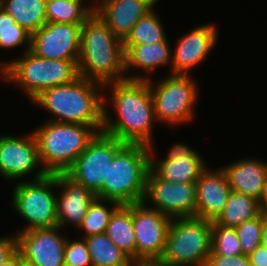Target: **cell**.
I'll list each match as a JSON object with an SVG mask.
<instances>
[{"label":"cell","instance_id":"ac0fdd59","mask_svg":"<svg viewBox=\"0 0 267 266\" xmlns=\"http://www.w3.org/2000/svg\"><path fill=\"white\" fill-rule=\"evenodd\" d=\"M157 1L159 0H97L94 7L95 13L111 32L124 41L136 22L154 9Z\"/></svg>","mask_w":267,"mask_h":266},{"label":"cell","instance_id":"f546056e","mask_svg":"<svg viewBox=\"0 0 267 266\" xmlns=\"http://www.w3.org/2000/svg\"><path fill=\"white\" fill-rule=\"evenodd\" d=\"M210 255H243L234 227H226L212 221V242Z\"/></svg>","mask_w":267,"mask_h":266},{"label":"cell","instance_id":"f1b7e54d","mask_svg":"<svg viewBox=\"0 0 267 266\" xmlns=\"http://www.w3.org/2000/svg\"><path fill=\"white\" fill-rule=\"evenodd\" d=\"M103 202L111 204L112 208L108 209ZM121 204L113 200H104L95 197V199L90 203L86 216L83 219L82 224L79 229L85 230L83 238L88 236L105 233L107 225L111 219L114 211Z\"/></svg>","mask_w":267,"mask_h":266},{"label":"cell","instance_id":"44dd1931","mask_svg":"<svg viewBox=\"0 0 267 266\" xmlns=\"http://www.w3.org/2000/svg\"><path fill=\"white\" fill-rule=\"evenodd\" d=\"M232 191L245 194L259 201L267 179V163L242 159L222 167Z\"/></svg>","mask_w":267,"mask_h":266},{"label":"cell","instance_id":"4316f807","mask_svg":"<svg viewBox=\"0 0 267 266\" xmlns=\"http://www.w3.org/2000/svg\"><path fill=\"white\" fill-rule=\"evenodd\" d=\"M83 0H52L46 2L47 22L83 24L95 7H84Z\"/></svg>","mask_w":267,"mask_h":266},{"label":"cell","instance_id":"ffe728a7","mask_svg":"<svg viewBox=\"0 0 267 266\" xmlns=\"http://www.w3.org/2000/svg\"><path fill=\"white\" fill-rule=\"evenodd\" d=\"M56 178L57 187L62 189V193L56 197L58 226L63 228L67 223H71L79 227L96 196L65 173H57Z\"/></svg>","mask_w":267,"mask_h":266},{"label":"cell","instance_id":"484cf974","mask_svg":"<svg viewBox=\"0 0 267 266\" xmlns=\"http://www.w3.org/2000/svg\"><path fill=\"white\" fill-rule=\"evenodd\" d=\"M84 239L93 266H134L132 259L118 248L105 233L88 236Z\"/></svg>","mask_w":267,"mask_h":266},{"label":"cell","instance_id":"cb8c5ba5","mask_svg":"<svg viewBox=\"0 0 267 266\" xmlns=\"http://www.w3.org/2000/svg\"><path fill=\"white\" fill-rule=\"evenodd\" d=\"M0 6L31 34L47 23L45 0H2Z\"/></svg>","mask_w":267,"mask_h":266},{"label":"cell","instance_id":"ab89813d","mask_svg":"<svg viewBox=\"0 0 267 266\" xmlns=\"http://www.w3.org/2000/svg\"><path fill=\"white\" fill-rule=\"evenodd\" d=\"M134 266H164L160 264L159 262H140V263H134Z\"/></svg>","mask_w":267,"mask_h":266},{"label":"cell","instance_id":"7a4b0ae2","mask_svg":"<svg viewBox=\"0 0 267 266\" xmlns=\"http://www.w3.org/2000/svg\"><path fill=\"white\" fill-rule=\"evenodd\" d=\"M77 67L79 76L103 85L125 79H149L140 75H125L123 41L95 12L82 25Z\"/></svg>","mask_w":267,"mask_h":266},{"label":"cell","instance_id":"d4e9b609","mask_svg":"<svg viewBox=\"0 0 267 266\" xmlns=\"http://www.w3.org/2000/svg\"><path fill=\"white\" fill-rule=\"evenodd\" d=\"M260 214L261 209L258 200L232 191L222 213L215 222L226 227H236Z\"/></svg>","mask_w":267,"mask_h":266},{"label":"cell","instance_id":"f35d334b","mask_svg":"<svg viewBox=\"0 0 267 266\" xmlns=\"http://www.w3.org/2000/svg\"><path fill=\"white\" fill-rule=\"evenodd\" d=\"M262 244L267 248V215L264 214V227L262 235Z\"/></svg>","mask_w":267,"mask_h":266},{"label":"cell","instance_id":"74e56055","mask_svg":"<svg viewBox=\"0 0 267 266\" xmlns=\"http://www.w3.org/2000/svg\"><path fill=\"white\" fill-rule=\"evenodd\" d=\"M259 206L261 209V213L267 215V179L263 187L261 197L259 199Z\"/></svg>","mask_w":267,"mask_h":266},{"label":"cell","instance_id":"e0dca14e","mask_svg":"<svg viewBox=\"0 0 267 266\" xmlns=\"http://www.w3.org/2000/svg\"><path fill=\"white\" fill-rule=\"evenodd\" d=\"M150 167L163 179L171 183H196L201 173L207 168L205 161L197 151L182 144H174L167 157L156 160L152 156Z\"/></svg>","mask_w":267,"mask_h":266},{"label":"cell","instance_id":"83f0119b","mask_svg":"<svg viewBox=\"0 0 267 266\" xmlns=\"http://www.w3.org/2000/svg\"><path fill=\"white\" fill-rule=\"evenodd\" d=\"M167 40L158 14L152 9L133 26L130 34L123 41L124 51L131 46L153 44Z\"/></svg>","mask_w":267,"mask_h":266},{"label":"cell","instance_id":"ba28073f","mask_svg":"<svg viewBox=\"0 0 267 266\" xmlns=\"http://www.w3.org/2000/svg\"><path fill=\"white\" fill-rule=\"evenodd\" d=\"M38 170L34 181L19 182L13 189L12 206L28 222L20 232L58 226L57 195L52 190L58 188L56 174Z\"/></svg>","mask_w":267,"mask_h":266},{"label":"cell","instance_id":"9a60e30c","mask_svg":"<svg viewBox=\"0 0 267 266\" xmlns=\"http://www.w3.org/2000/svg\"><path fill=\"white\" fill-rule=\"evenodd\" d=\"M41 165L33 132L23 137L0 136V175L14 180L30 174Z\"/></svg>","mask_w":267,"mask_h":266},{"label":"cell","instance_id":"4dcf8cb0","mask_svg":"<svg viewBox=\"0 0 267 266\" xmlns=\"http://www.w3.org/2000/svg\"><path fill=\"white\" fill-rule=\"evenodd\" d=\"M30 50L31 33L16 23L14 18L0 6V48H15L24 43Z\"/></svg>","mask_w":267,"mask_h":266},{"label":"cell","instance_id":"7402d4cb","mask_svg":"<svg viewBox=\"0 0 267 266\" xmlns=\"http://www.w3.org/2000/svg\"><path fill=\"white\" fill-rule=\"evenodd\" d=\"M105 234L136 263V240L132 204L120 205L114 211L107 225Z\"/></svg>","mask_w":267,"mask_h":266},{"label":"cell","instance_id":"8fae6325","mask_svg":"<svg viewBox=\"0 0 267 266\" xmlns=\"http://www.w3.org/2000/svg\"><path fill=\"white\" fill-rule=\"evenodd\" d=\"M147 201L171 219L195 217L196 183H171L150 167L143 199Z\"/></svg>","mask_w":267,"mask_h":266},{"label":"cell","instance_id":"277c9868","mask_svg":"<svg viewBox=\"0 0 267 266\" xmlns=\"http://www.w3.org/2000/svg\"><path fill=\"white\" fill-rule=\"evenodd\" d=\"M150 161V146L127 143L109 163L108 181L95 196L121 205L143 202Z\"/></svg>","mask_w":267,"mask_h":266},{"label":"cell","instance_id":"60d3db41","mask_svg":"<svg viewBox=\"0 0 267 266\" xmlns=\"http://www.w3.org/2000/svg\"><path fill=\"white\" fill-rule=\"evenodd\" d=\"M20 266H32V265L27 264L26 262H23Z\"/></svg>","mask_w":267,"mask_h":266},{"label":"cell","instance_id":"52a82bcc","mask_svg":"<svg viewBox=\"0 0 267 266\" xmlns=\"http://www.w3.org/2000/svg\"><path fill=\"white\" fill-rule=\"evenodd\" d=\"M211 242L212 221L195 217L171 219L159 263L164 266H206Z\"/></svg>","mask_w":267,"mask_h":266},{"label":"cell","instance_id":"3957f363","mask_svg":"<svg viewBox=\"0 0 267 266\" xmlns=\"http://www.w3.org/2000/svg\"><path fill=\"white\" fill-rule=\"evenodd\" d=\"M101 89H105L103 84L78 76L72 82L43 90L31 102L55 115L48 121L83 124L100 133L106 105Z\"/></svg>","mask_w":267,"mask_h":266},{"label":"cell","instance_id":"5b68a950","mask_svg":"<svg viewBox=\"0 0 267 266\" xmlns=\"http://www.w3.org/2000/svg\"><path fill=\"white\" fill-rule=\"evenodd\" d=\"M33 133L47 174L65 173L97 134L91 126L54 121H46Z\"/></svg>","mask_w":267,"mask_h":266},{"label":"cell","instance_id":"d590c367","mask_svg":"<svg viewBox=\"0 0 267 266\" xmlns=\"http://www.w3.org/2000/svg\"><path fill=\"white\" fill-rule=\"evenodd\" d=\"M248 258L252 266H267V248L259 245Z\"/></svg>","mask_w":267,"mask_h":266},{"label":"cell","instance_id":"d6a6232c","mask_svg":"<svg viewBox=\"0 0 267 266\" xmlns=\"http://www.w3.org/2000/svg\"><path fill=\"white\" fill-rule=\"evenodd\" d=\"M64 266H93L85 239H66L64 245Z\"/></svg>","mask_w":267,"mask_h":266},{"label":"cell","instance_id":"8d00e7d4","mask_svg":"<svg viewBox=\"0 0 267 266\" xmlns=\"http://www.w3.org/2000/svg\"><path fill=\"white\" fill-rule=\"evenodd\" d=\"M24 262L21 254L17 251L10 259L0 266H20Z\"/></svg>","mask_w":267,"mask_h":266},{"label":"cell","instance_id":"d6986e66","mask_svg":"<svg viewBox=\"0 0 267 266\" xmlns=\"http://www.w3.org/2000/svg\"><path fill=\"white\" fill-rule=\"evenodd\" d=\"M206 168L196 181L195 218L215 221L232 192L225 171Z\"/></svg>","mask_w":267,"mask_h":266},{"label":"cell","instance_id":"9c48e42d","mask_svg":"<svg viewBox=\"0 0 267 266\" xmlns=\"http://www.w3.org/2000/svg\"><path fill=\"white\" fill-rule=\"evenodd\" d=\"M191 76L172 74L157 85L148 79L157 121L176 125L194 119L198 87Z\"/></svg>","mask_w":267,"mask_h":266},{"label":"cell","instance_id":"603a6c76","mask_svg":"<svg viewBox=\"0 0 267 266\" xmlns=\"http://www.w3.org/2000/svg\"><path fill=\"white\" fill-rule=\"evenodd\" d=\"M170 45L168 39L161 42L131 46L125 52V71L132 67L151 72L158 66L171 64ZM169 62V63H168Z\"/></svg>","mask_w":267,"mask_h":266},{"label":"cell","instance_id":"e575fe53","mask_svg":"<svg viewBox=\"0 0 267 266\" xmlns=\"http://www.w3.org/2000/svg\"><path fill=\"white\" fill-rule=\"evenodd\" d=\"M17 252V235L0 238V264L5 263Z\"/></svg>","mask_w":267,"mask_h":266},{"label":"cell","instance_id":"4fadbf2b","mask_svg":"<svg viewBox=\"0 0 267 266\" xmlns=\"http://www.w3.org/2000/svg\"><path fill=\"white\" fill-rule=\"evenodd\" d=\"M82 25L47 22L31 34L30 51L44 59H78Z\"/></svg>","mask_w":267,"mask_h":266},{"label":"cell","instance_id":"1f68e13d","mask_svg":"<svg viewBox=\"0 0 267 266\" xmlns=\"http://www.w3.org/2000/svg\"><path fill=\"white\" fill-rule=\"evenodd\" d=\"M263 227V213H261L258 217L247 220L234 227L240 241L243 255L249 256L259 245L262 244Z\"/></svg>","mask_w":267,"mask_h":266},{"label":"cell","instance_id":"8992f818","mask_svg":"<svg viewBox=\"0 0 267 266\" xmlns=\"http://www.w3.org/2000/svg\"><path fill=\"white\" fill-rule=\"evenodd\" d=\"M77 60L44 59L28 50L21 59L0 64V73L3 79L19 85L32 100L47 88L74 81L79 76Z\"/></svg>","mask_w":267,"mask_h":266},{"label":"cell","instance_id":"7c38bea8","mask_svg":"<svg viewBox=\"0 0 267 266\" xmlns=\"http://www.w3.org/2000/svg\"><path fill=\"white\" fill-rule=\"evenodd\" d=\"M132 216L136 263L159 262L166 247L171 218L157 209L147 208L144 202L132 203Z\"/></svg>","mask_w":267,"mask_h":266},{"label":"cell","instance_id":"30bf717a","mask_svg":"<svg viewBox=\"0 0 267 266\" xmlns=\"http://www.w3.org/2000/svg\"><path fill=\"white\" fill-rule=\"evenodd\" d=\"M127 143L103 132L97 133L65 174L94 195L108 181V166Z\"/></svg>","mask_w":267,"mask_h":266},{"label":"cell","instance_id":"5bb4252c","mask_svg":"<svg viewBox=\"0 0 267 266\" xmlns=\"http://www.w3.org/2000/svg\"><path fill=\"white\" fill-rule=\"evenodd\" d=\"M60 226L38 228L17 234V251L32 266H64L66 239Z\"/></svg>","mask_w":267,"mask_h":266},{"label":"cell","instance_id":"836d02e7","mask_svg":"<svg viewBox=\"0 0 267 266\" xmlns=\"http://www.w3.org/2000/svg\"><path fill=\"white\" fill-rule=\"evenodd\" d=\"M206 266H252L248 256L209 255Z\"/></svg>","mask_w":267,"mask_h":266},{"label":"cell","instance_id":"2e32d148","mask_svg":"<svg viewBox=\"0 0 267 266\" xmlns=\"http://www.w3.org/2000/svg\"><path fill=\"white\" fill-rule=\"evenodd\" d=\"M214 24L196 27L178 40L172 52L171 74L188 75L189 71L205 61L217 40Z\"/></svg>","mask_w":267,"mask_h":266},{"label":"cell","instance_id":"6da1fadb","mask_svg":"<svg viewBox=\"0 0 267 266\" xmlns=\"http://www.w3.org/2000/svg\"><path fill=\"white\" fill-rule=\"evenodd\" d=\"M112 87L111 102L117 113L112 118L104 106V124L102 132L129 144L152 146V126L154 105L147 80H129L110 82L104 88Z\"/></svg>","mask_w":267,"mask_h":266}]
</instances>
